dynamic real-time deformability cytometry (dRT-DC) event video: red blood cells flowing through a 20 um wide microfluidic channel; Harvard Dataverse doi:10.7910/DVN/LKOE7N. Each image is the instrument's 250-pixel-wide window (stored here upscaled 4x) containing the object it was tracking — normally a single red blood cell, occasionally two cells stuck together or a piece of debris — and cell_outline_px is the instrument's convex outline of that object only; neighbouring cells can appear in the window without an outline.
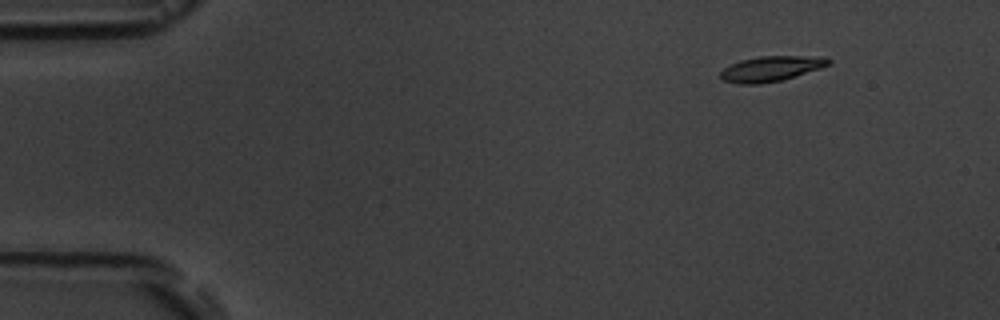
{"species": "common noctule bat (a hibernating species)", "species_latin": "Nyctalus noctula", "temperature_condition": "room temperature", "stored_images_in_passage": 9, "camera_frame_rate_fps": 3000, "um_per_image_px": 0.085, "animal": {"sex": "male", "body_mass_g": 19.5, "forearm_length_mm": 54.6}, "frame": {"image": 1, "passage_image": 2, "time_ms": 1.0, "image_size_px": [1000, 320], "cell_outline_px": [[832, 64], [820, 68], [780, 80], [760, 84], [740, 84], [720, 80], [720, 72], [724, 68], [740, 60], [760, 56], [828, 56], [832, 60]], "centroid_in_image_um": [65.56, 5.83], "position_along_channel_um": 19.4, "area_um2": 15.95}}
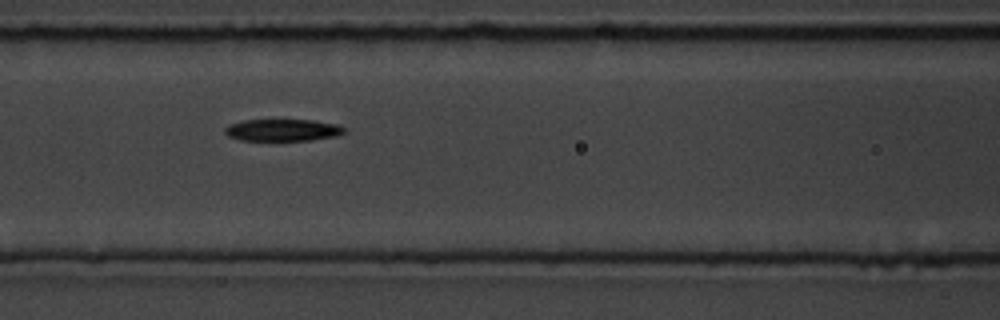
{"frame": {"image": 2, "passage_image": 6, "time_ms": 7.0, "image_size_px": [1000, 320], "cell_outline_px": [[344, 132], [336, 136], [312, 140], [240, 140], [228, 136], [224, 132], [224, 128], [228, 124], [244, 120], [312, 120], [336, 124], [344, 128]], "centroid_in_image_um": [23.98, 11.05], "position_along_channel_um": 142.6, "area_um2": 15.2}}
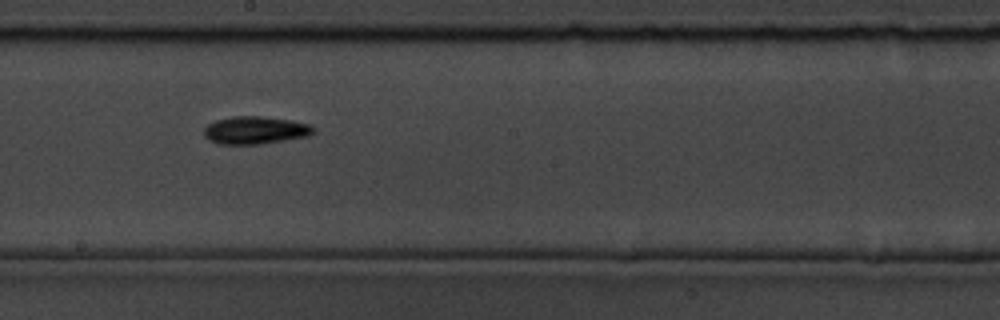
{"frame": {"image": 3, "passage_image": 8, "time_ms": 9.333, "image_size_px": [1000, 320], "cell_outline_px": [[316, 132], [308, 136], [260, 144], [220, 144], [208, 140], [204, 136], [204, 128], [208, 124], [216, 120], [232, 116], [260, 116], [292, 120], [312, 124], [316, 128]], "centroid_in_image_um": [21.73, 11.06], "position_along_channel_um": 226.5, "area_um2": 17.86}}